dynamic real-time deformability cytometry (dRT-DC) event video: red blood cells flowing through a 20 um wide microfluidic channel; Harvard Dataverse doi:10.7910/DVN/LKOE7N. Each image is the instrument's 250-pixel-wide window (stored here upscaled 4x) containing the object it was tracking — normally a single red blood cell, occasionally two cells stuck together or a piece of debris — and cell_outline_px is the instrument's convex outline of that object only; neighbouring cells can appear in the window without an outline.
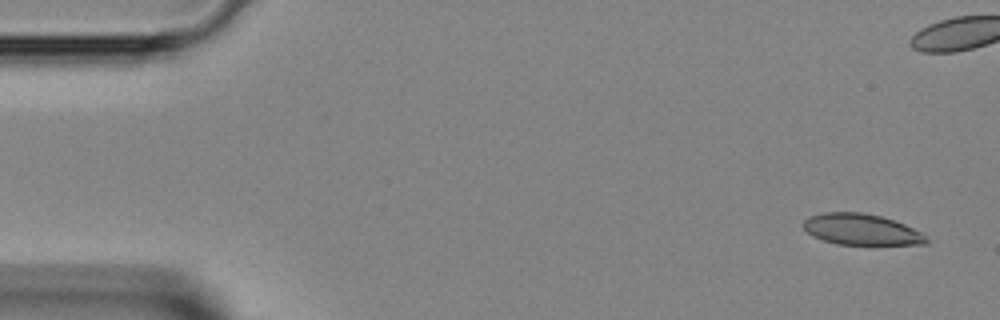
{"species": "Egyptian fruit bat (a non-hibernating species)", "species_latin": "Rousettus aegyptiacus", "temperature_condition": "room temperature", "stored_images_in_passage": 43, "camera_frame_rate_fps": 3000, "um_per_image_px": 0.085, "animal": {"sex": "female"}, "frame": {"image": 1, "passage_image": 1, "time_ms": 0.0, "image_size_px": [1000, 320], "cell_outline_px": [[928, 244], [836, 244], [812, 236], [800, 224], [808, 216], [824, 212], [860, 212], [880, 216], [904, 224], [920, 232], [928, 240]], "centroid_in_image_um": [73.15, 19.49], "position_along_channel_um": 11.9, "area_um2": 22.08}}
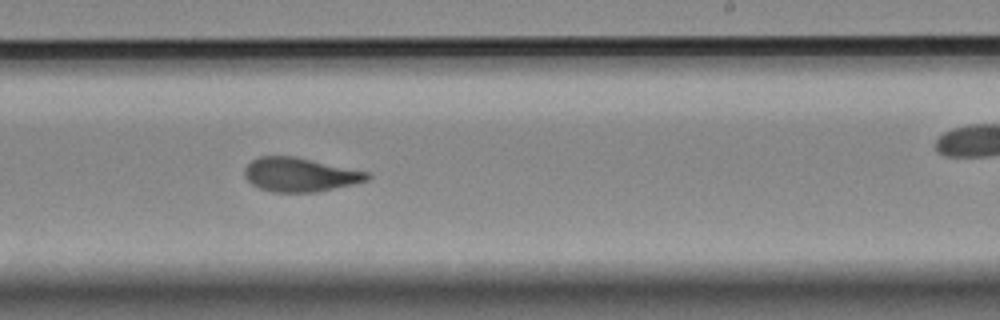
{"frame": {"image": 2, "passage_image": 25, "time_ms": 8.0, "image_size_px": [1000, 320], "cell_outline_px": [[372, 176], [368, 180], [352, 184], [316, 192], [272, 192], [260, 188], [252, 184], [244, 176], [244, 168], [252, 160], [260, 156], [292, 156], [312, 160], [368, 172]], "centroid_in_image_um": [25.47, 14.85], "position_along_channel_um": 263.5, "area_um2": 24.04}}
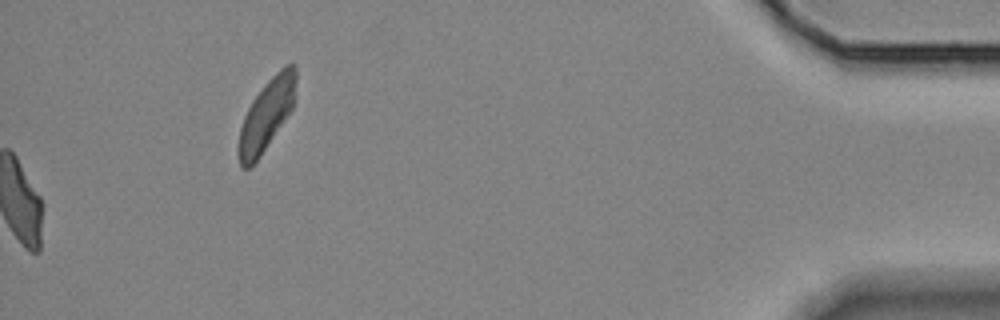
{"frame": {"image": 3, "passage_image": 43, "time_ms": 14.0, "image_size_px": [1000, 320], "cell_outline_px": [[296, 96], [292, 108], [260, 156], [248, 168], [240, 168], [236, 148], [240, 128], [244, 116], [252, 100], [268, 80], [284, 64], [296, 64]], "centroid_in_image_um": [22.64, 9.75], "position_along_channel_um": 412.6, "area_um2": 23.76}}